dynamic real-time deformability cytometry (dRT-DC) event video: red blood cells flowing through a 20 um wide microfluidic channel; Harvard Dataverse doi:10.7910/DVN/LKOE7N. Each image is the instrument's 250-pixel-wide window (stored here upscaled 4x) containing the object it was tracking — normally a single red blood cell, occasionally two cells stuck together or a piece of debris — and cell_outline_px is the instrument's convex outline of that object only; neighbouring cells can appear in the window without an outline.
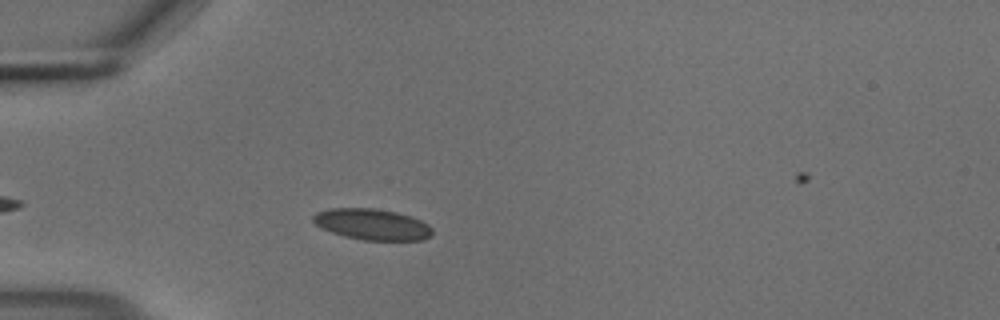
{"species": "common noctule bat (a hibernating species)", "species_latin": "Nyctalus noctula", "temperature_condition": "cold", "stored_images_in_passage": 43, "camera_frame_rate_fps": 3000, "um_per_image_px": 0.085, "animal": {"sex": "male", "body_mass_g": 18.8}, "frame": {"image": 1, "passage_image": 7, "time_ms": 2.0, "image_size_px": [1000, 320], "cell_outline_px": [[432, 236], [424, 240], [364, 240], [344, 236], [320, 228], [312, 220], [312, 216], [316, 212], [328, 208], [372, 208], [396, 212], [412, 216], [428, 224], [432, 228]], "centroid_in_image_um": [31.63, 19.07], "position_along_channel_um": 53.4, "area_um2": 21.73}}
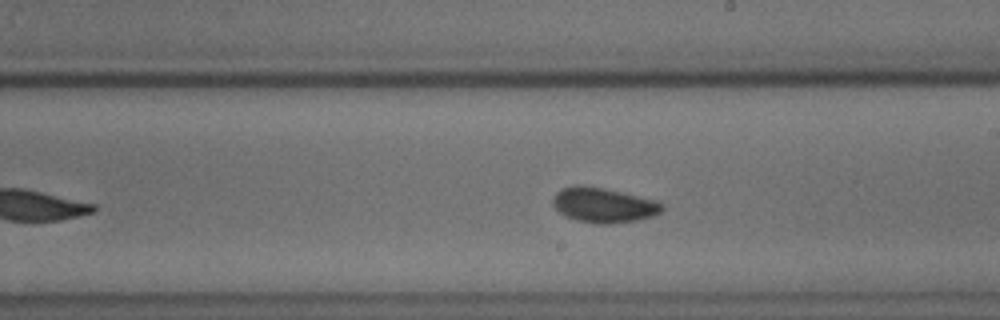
{"frame": {"image": 2, "passage_image": 23, "time_ms": 7.333, "image_size_px": [1000, 320], "cell_outline_px": [[664, 208], [660, 212], [652, 216], [636, 220], [608, 224], [596, 224], [576, 220], [560, 212], [552, 204], [552, 200], [556, 192], [560, 188], [576, 184], [580, 184], [604, 188], [660, 200], [664, 204]], "centroid_in_image_um": [51.32, 17.41], "position_along_channel_um": 237.7, "area_um2": 22.48}}
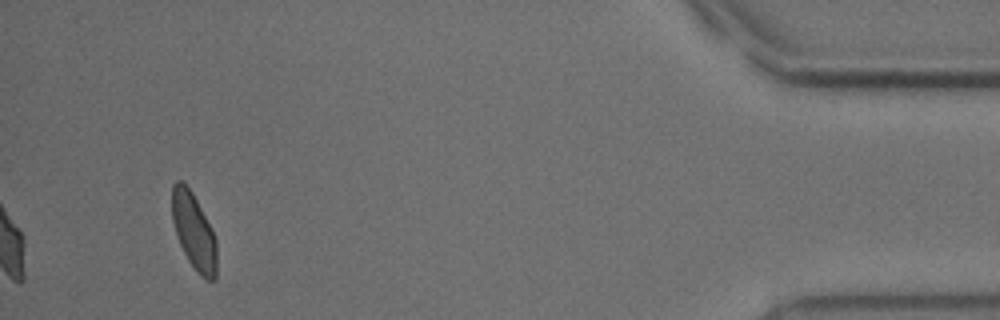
{"frame": {"image": 3, "passage_image": 43, "time_ms": 14.0, "image_size_px": [1000, 320], "cell_outline_px": [[216, 280], [208, 280], [200, 276], [196, 272], [188, 260], [180, 244], [172, 220], [172, 184], [176, 180], [180, 180], [192, 192], [212, 228], [216, 240]], "centroid_in_image_um": [16.48, 19.68], "position_along_channel_um": 418.7, "area_um2": 19.83}, "authors_computed_cell_mechanics": {"area_um2": 21.097, "velocity_mm_per_s": 3.6787, "shape_relaxation_time_tau1_ms": 6.3686, "shape_relaxation_time_tau2_ms": 1.7589, "deformation_change_tau1": 0.1144, "deformation_change_tau2": 0.0647}}